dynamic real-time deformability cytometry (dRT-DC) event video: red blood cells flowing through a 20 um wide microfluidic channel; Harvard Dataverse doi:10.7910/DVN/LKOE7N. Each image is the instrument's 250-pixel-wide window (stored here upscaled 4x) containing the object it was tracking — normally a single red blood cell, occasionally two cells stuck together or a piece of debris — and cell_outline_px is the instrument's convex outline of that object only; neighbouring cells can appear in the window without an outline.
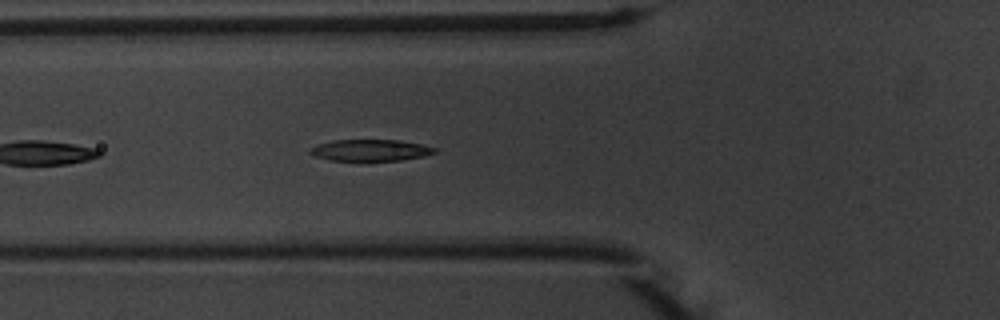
{"species": "common noctule bat (a hibernating species)", "species_latin": "Nyctalus noctula", "temperature_condition": "warm", "stored_images_in_passage": 14, "camera_frame_rate_fps": 3000, "um_per_image_px": 0.085, "animal": {"sex": "male", "body_mass_g": 20.1, "forearm_length_mm": 53.5}, "frame": {"image": 1, "passage_image": 5, "time_ms": 1.333, "image_size_px": [1000, 320], "cell_outline_px": [[436, 152], [424, 156], [400, 160], [328, 160], [312, 156], [308, 152], [308, 148], [332, 140], [400, 140], [420, 144], [436, 148]], "centroid_in_image_um": [31.43, 12.76], "position_along_channel_um": 94.4, "area_um2": 15.55}}